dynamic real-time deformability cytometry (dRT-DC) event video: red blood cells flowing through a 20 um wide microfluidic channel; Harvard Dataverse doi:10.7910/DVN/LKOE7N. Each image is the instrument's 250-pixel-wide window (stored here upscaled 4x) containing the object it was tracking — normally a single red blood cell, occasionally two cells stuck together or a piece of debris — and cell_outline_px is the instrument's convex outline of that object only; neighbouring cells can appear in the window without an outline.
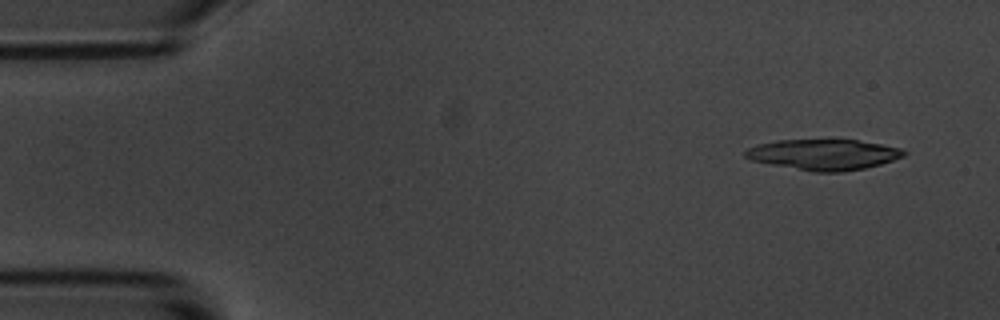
{"species": "common noctule bat (a hibernating species)", "species_latin": "Nyctalus noctula", "temperature_condition": "room temperature", "stored_images_in_passage": 3, "camera_frame_rate_fps": 3000, "um_per_image_px": 0.085, "animal": {"sex": "male", "body_mass_g": 20.1, "forearm_length_mm": 53.5}, "frame": {"image": 1, "passage_image": 1, "time_ms": 0.0, "image_size_px": [1000, 320], "cell_outline_px": [[908, 152], [904, 156], [880, 164], [864, 168], [844, 172], [812, 172], [752, 160], [744, 156], [744, 152], [748, 148], [756, 144], [776, 140], [856, 140], [880, 144], [900, 148]], "centroid_in_image_um": [70.0, 13.14], "position_along_channel_um": 15.0, "area_um2": 28.21}}